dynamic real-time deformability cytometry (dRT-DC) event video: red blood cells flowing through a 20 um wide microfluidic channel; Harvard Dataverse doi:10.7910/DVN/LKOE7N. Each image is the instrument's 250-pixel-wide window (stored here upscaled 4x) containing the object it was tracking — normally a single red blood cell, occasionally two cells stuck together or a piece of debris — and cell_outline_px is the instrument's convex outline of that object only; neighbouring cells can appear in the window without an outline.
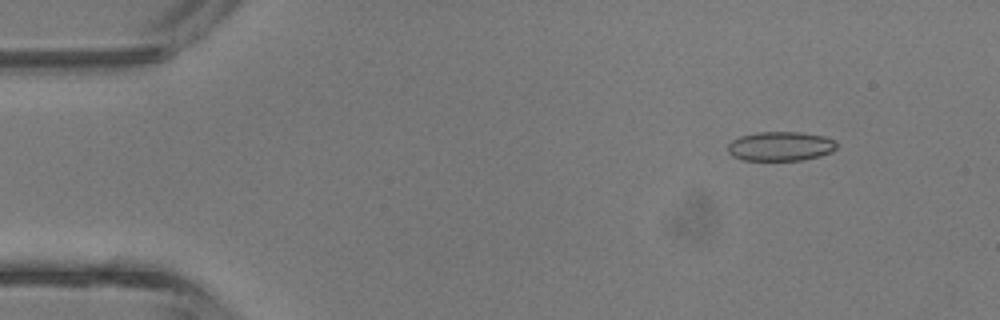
{"species": "common noctule bat (a hibernating species)", "species_latin": "Nyctalus noctula", "temperature_condition": "room temperature", "stored_images_in_passage": 42, "camera_frame_rate_fps": 3000, "um_per_image_px": 0.085, "animal": {"sex": "male", "body_mass_g": 13.3}, "frame": {"image": 1, "passage_image": 5, "time_ms": 1.333, "image_size_px": [1000, 320], "cell_outline_px": [[836, 148], [832, 152], [820, 156], [800, 160], [744, 160], [732, 156], [728, 152], [728, 144], [732, 140], [740, 136], [756, 132], [800, 132], [824, 136], [836, 140]], "centroid_in_image_um": [66.34, 12.43], "position_along_channel_um": 18.7, "area_um2": 18.67}}
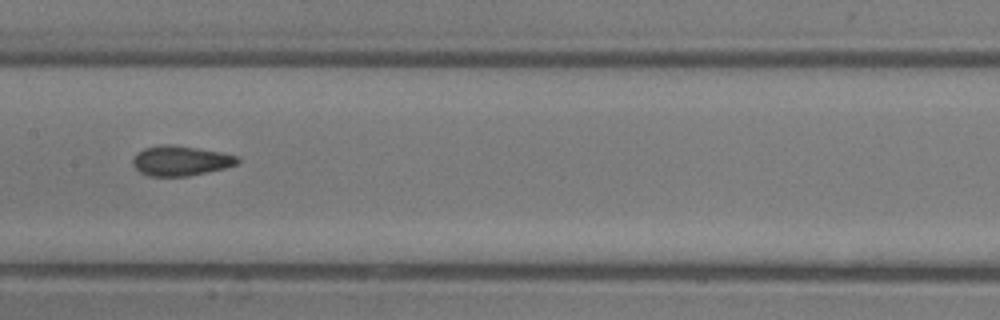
{"frame": {"image": 2, "passage_image": 21, "time_ms": 6.667, "image_size_px": [1000, 320], "cell_outline_px": [[240, 160], [236, 164], [224, 168], [188, 176], [148, 176], [140, 172], [132, 164], [132, 160], [136, 152], [144, 148], [160, 144], [172, 144], [220, 152], [236, 156]], "centroid_in_image_um": [15.29, 13.66], "position_along_channel_um": 192.1, "area_um2": 18.21}}
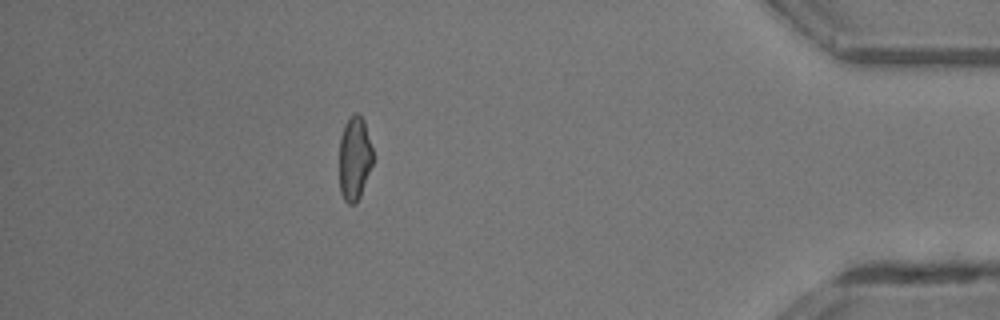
{"frame": {"image": 3, "passage_image": 37, "time_ms": 12.0, "image_size_px": [1000, 320], "cell_outline_px": [[372, 164], [360, 196], [356, 204], [348, 204], [344, 200], [340, 192], [340, 136], [344, 124], [356, 112], [364, 120], [372, 148]], "centroid_in_image_um": [30.12, 13.48], "position_along_channel_um": 405.1, "area_um2": 16.24}, "authors_computed_cell_mechanics": {"area_um2": 18.207, "velocity_mm_per_s": 4.9593, "shape_relaxation_time_tau1_ms": 8.3999, "shape_relaxation_time_tau2_ms": 1.2423, "deformation_change_tau1": 0.1624, "deformation_change_tau2": 0.0805}}